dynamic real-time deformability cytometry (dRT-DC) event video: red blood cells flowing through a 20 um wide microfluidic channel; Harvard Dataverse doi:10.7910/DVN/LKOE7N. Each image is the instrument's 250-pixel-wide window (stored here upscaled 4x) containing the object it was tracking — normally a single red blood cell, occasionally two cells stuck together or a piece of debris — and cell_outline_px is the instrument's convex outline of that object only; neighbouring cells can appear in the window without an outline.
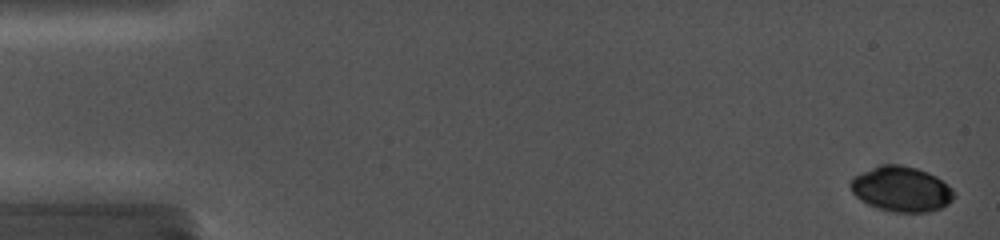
{"species": "common noctule bat (a hibernating species)", "species_latin": "Nyctalus noctula", "temperature_condition": "cold", "stored_images_in_passage": 9, "camera_frame_rate_fps": 5000, "um_per_image_px": 0.085, "animal": {"sex": "female", "body_mass_g": 19.0, "forearm_length_mm": 56.7}, "frame": {"image": 1, "passage_image": 2, "time_ms": 0.4, "image_size_px": [1000, 240], "cell_outline_px": [[956, 196], [948, 204], [940, 208], [928, 212], [892, 212], [868, 204], [856, 196], [852, 192], [848, 184], [852, 176], [880, 164], [900, 164], [916, 168], [928, 172], [936, 176], [948, 184], [956, 192]], "centroid_in_image_um": [76.62, 16.06], "position_along_channel_um": 8.4, "area_um2": 27.51}}